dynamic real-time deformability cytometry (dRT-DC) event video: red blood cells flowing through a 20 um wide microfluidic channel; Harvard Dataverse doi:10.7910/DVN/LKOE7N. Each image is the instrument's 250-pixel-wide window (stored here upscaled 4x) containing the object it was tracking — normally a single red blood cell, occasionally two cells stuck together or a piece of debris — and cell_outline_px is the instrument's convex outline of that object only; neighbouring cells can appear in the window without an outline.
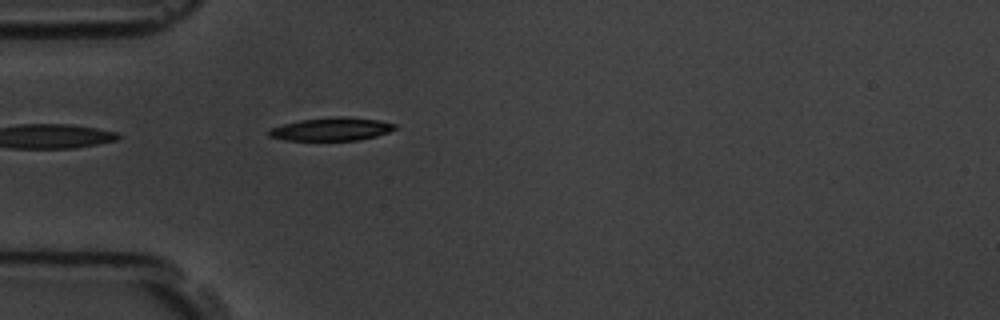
{"species": "common noctule bat (a hibernating species)", "species_latin": "Nyctalus noctula", "temperature_condition": "room temperature", "stored_images_in_passage": 5, "segment_of_instrument_passage": [2, 2], "camera_frame_rate_fps": 3000, "um_per_image_px": 0.085, "animal": {"sex": "male", "body_mass_g": 19.5, "forearm_length_mm": 54.6}, "frame": {"image": 1, "passage_image": 5, "time_ms": 4.667, "image_size_px": [1000, 320], "cell_outline_px": [[396, 128], [388, 132], [376, 136], [356, 140], [284, 140], [268, 136], [268, 132], [272, 128], [284, 124], [300, 120], [336, 116], [344, 116], [376, 120], [396, 124]], "centroid_in_image_um": [28.17, 10.97], "position_along_channel_um": 56.8, "area_um2": 16.76}}